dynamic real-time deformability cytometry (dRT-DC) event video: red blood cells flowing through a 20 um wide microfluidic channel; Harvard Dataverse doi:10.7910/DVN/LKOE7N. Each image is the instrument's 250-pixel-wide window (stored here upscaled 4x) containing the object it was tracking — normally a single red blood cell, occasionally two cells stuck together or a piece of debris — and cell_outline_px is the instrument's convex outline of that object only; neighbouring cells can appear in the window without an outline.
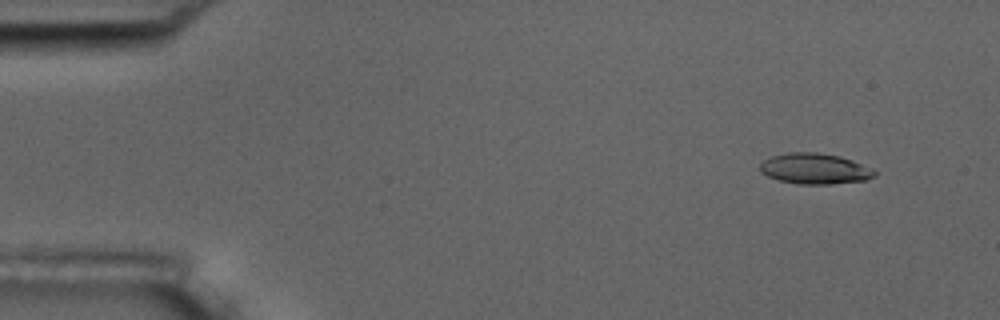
{"species": "common noctule bat (a hibernating species)", "species_latin": "Nyctalus noctula", "temperature_condition": "room temperature", "stored_images_in_passage": 5, "camera_frame_rate_fps": 3000, "um_per_image_px": 0.085, "animal": {"sex": "male", "body_mass_g": 17.5, "forearm_length_mm": 52.3}, "frame": {"image": 1, "passage_image": 2, "time_ms": 1.0, "image_size_px": [1000, 320], "cell_outline_px": [[876, 176], [864, 180], [832, 184], [800, 184], [776, 180], [760, 172], [760, 164], [764, 160], [772, 156], [788, 152], [816, 152], [840, 156], [852, 160], [876, 172]], "centroid_in_image_um": [69.21, 14.34], "position_along_channel_um": 15.8, "area_um2": 20.4}}
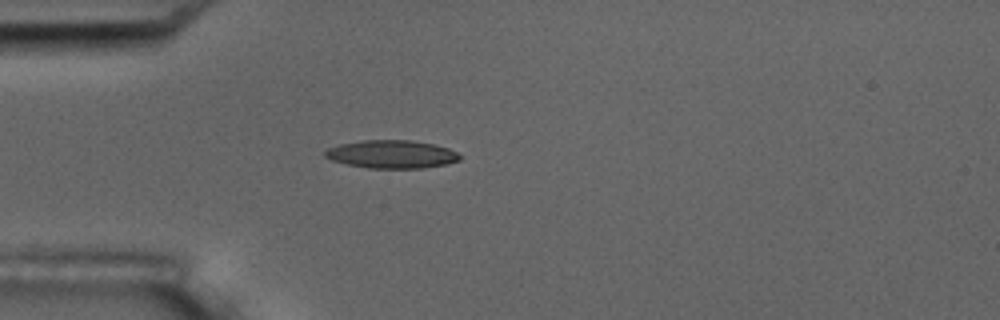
{"frame": {"image": 2, "passage_image": 5, "time_ms": 4.667, "image_size_px": [1000, 320], "cell_outline_px": [[460, 160], [444, 164], [424, 168], [368, 168], [348, 164], [332, 160], [324, 156], [324, 152], [328, 148], [340, 144], [364, 140], [408, 140], [432, 144], [448, 148], [456, 152], [460, 156]], "centroid_in_image_um": [33.27, 13.11], "position_along_channel_um": 51.7, "area_um2": 21.79}}